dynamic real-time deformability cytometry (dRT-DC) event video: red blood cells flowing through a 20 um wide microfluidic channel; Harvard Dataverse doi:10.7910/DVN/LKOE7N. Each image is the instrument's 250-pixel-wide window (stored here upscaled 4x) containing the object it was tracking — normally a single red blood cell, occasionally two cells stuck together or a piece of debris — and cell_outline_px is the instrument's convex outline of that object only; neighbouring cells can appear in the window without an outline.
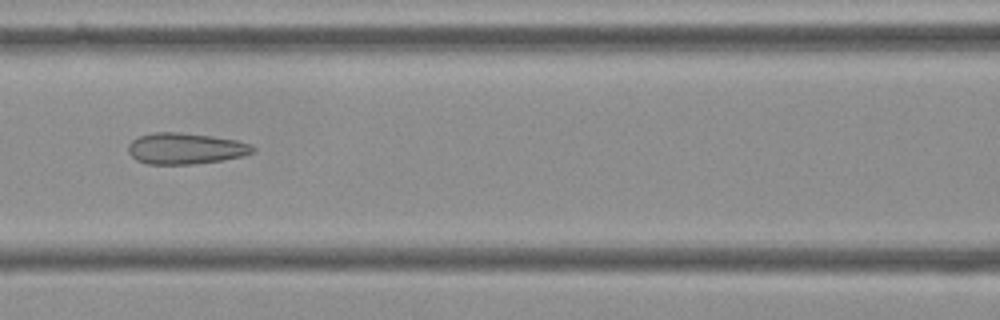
{"species": "Egyptian fruit bat (a non-hibernating species)", "species_latin": "Rousettus aegyptiacus", "temperature_condition": "cold", "stored_images_in_passage": 7, "camera_frame_rate_fps": 3000, "um_per_image_px": 0.085, "frame": {"image": 1, "passage_image": 6, "time_ms": 1.667, "image_size_px": [1000, 320], "cell_outline_px": [[256, 148], [252, 152], [244, 156], [220, 160], [192, 164], [148, 164], [136, 160], [128, 152], [128, 144], [132, 140], [140, 136], [152, 132], [180, 132], [212, 136], [236, 140], [252, 144]], "centroid_in_image_um": [15.76, 12.62], "position_along_channel_um": 150.8, "area_um2": 22.66}}
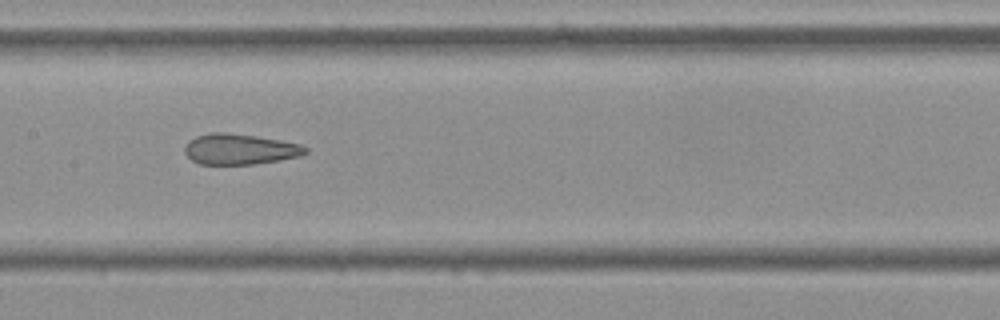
{"frame": {"image": 2, "passage_image": 7, "time_ms": 2.0, "image_size_px": [1000, 320], "cell_outline_px": [[308, 152], [300, 156], [280, 160], [256, 164], [200, 164], [192, 160], [184, 152], [184, 148], [188, 140], [196, 136], [212, 132], [224, 132], [256, 136], [280, 140], [300, 144], [308, 148]], "centroid_in_image_um": [20.38, 12.68], "position_along_channel_um": 187.0, "area_um2": 21.62}}